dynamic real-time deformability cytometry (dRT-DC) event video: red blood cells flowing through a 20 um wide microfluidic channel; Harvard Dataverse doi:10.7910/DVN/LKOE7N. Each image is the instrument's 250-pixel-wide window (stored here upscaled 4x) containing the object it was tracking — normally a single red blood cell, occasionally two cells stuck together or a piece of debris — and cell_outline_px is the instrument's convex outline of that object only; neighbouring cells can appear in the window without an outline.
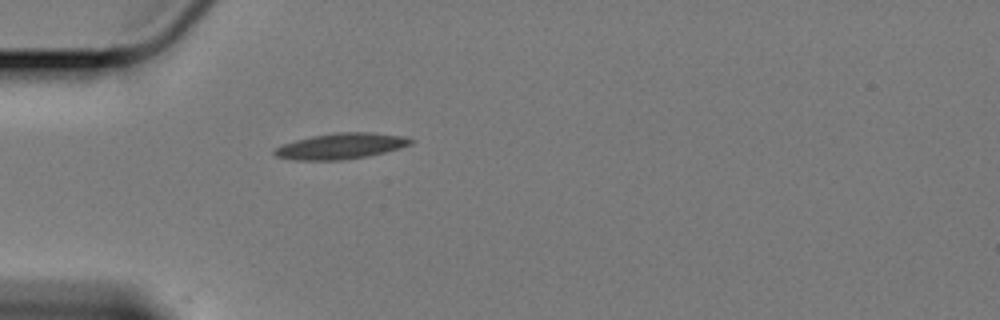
{"species": "Egyptian fruit bat (a non-hibernating species)", "species_latin": "Rousettus aegyptiacus", "temperature_condition": "cold", "stored_images_in_passage": 43, "camera_frame_rate_fps": 3000, "um_per_image_px": 0.085, "animal": {"sex": "female"}, "frame": {"image": 1, "passage_image": 1, "time_ms": 0.0, "image_size_px": [1000, 320], "cell_outline_px": [[416, 140], [412, 144], [400, 148], [368, 156], [340, 160], [292, 160], [276, 156], [272, 152], [276, 148], [284, 144], [296, 140], [312, 136], [332, 132], [372, 132], [404, 136]], "centroid_in_image_um": [29.01, 12.41], "position_along_channel_um": 56.0, "area_um2": 20.58}}
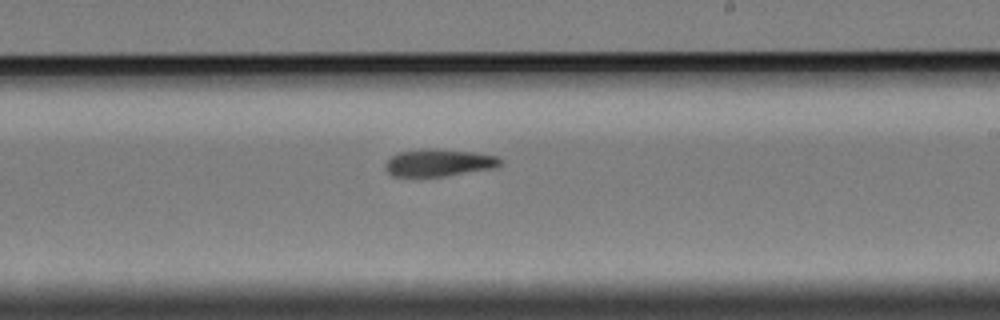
{"frame": {"image": 2, "passage_image": 19, "time_ms": 6.0, "image_size_px": [1000, 320], "cell_outline_px": [[504, 160], [496, 168], [444, 176], [392, 176], [384, 168], [384, 164], [396, 152], [424, 148], [436, 148], [476, 152], [496, 156]], "centroid_in_image_um": [37.3, 13.81], "position_along_channel_um": 251.7, "area_um2": 18.55}}
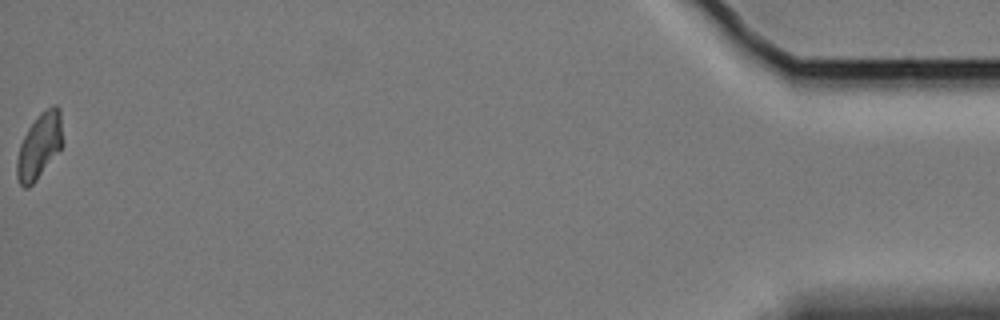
{"frame": {"image": 3, "passage_image": 43, "time_ms": 14.0, "image_size_px": [1000, 320], "cell_outline_px": [[64, 144], [36, 180], [28, 188], [24, 188], [20, 184], [16, 176], [16, 160], [20, 144], [28, 128], [40, 112], [52, 104], [56, 104], [60, 108]], "centroid_in_image_um": [3.36, 12.37], "position_along_channel_um": 431.8, "area_um2": 17.69}, "authors_computed_cell_mechanics": {"area_um2": 18.3804, "velocity_mm_per_s": 3.3824, "shape_relaxation_time_tau1_ms": null, "shape_relaxation_time_tau2_ms": 10.7779, "deformation_change_tau1": null, "deformation_change_tau2": 0.1827}}